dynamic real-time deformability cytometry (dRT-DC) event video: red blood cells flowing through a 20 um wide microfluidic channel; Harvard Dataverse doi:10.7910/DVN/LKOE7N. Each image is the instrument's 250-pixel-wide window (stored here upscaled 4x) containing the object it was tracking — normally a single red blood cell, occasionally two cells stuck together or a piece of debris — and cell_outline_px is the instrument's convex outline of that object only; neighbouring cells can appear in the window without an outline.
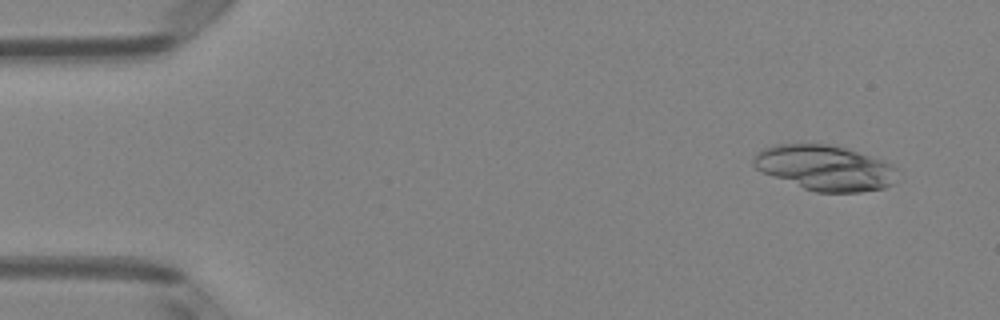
{"species": "Egyptian fruit bat (a non-hibernating species)", "species_latin": "Rousettus aegyptiacus", "temperature_condition": "room temperature", "stored_images_in_passage": 28, "segment_of_instrument_passage": [1, 2], "camera_frame_rate_fps": 3000, "um_per_image_px": 0.085, "animal": {"sex": "female"}, "frame": {"image": 1, "passage_image": 4, "time_ms": 1.0, "image_size_px": [1000, 320], "cell_outline_px": [[900, 168], [892, 184], [884, 188], [860, 192], [816, 192], [804, 188], [772, 176], [756, 168], [752, 164], [752, 160], [756, 152], [764, 148], [776, 144], [828, 144], [844, 148], [884, 160]], "centroid_in_image_um": [70.15, 14.26], "position_along_channel_um": 14.9, "area_um2": 37.86}}